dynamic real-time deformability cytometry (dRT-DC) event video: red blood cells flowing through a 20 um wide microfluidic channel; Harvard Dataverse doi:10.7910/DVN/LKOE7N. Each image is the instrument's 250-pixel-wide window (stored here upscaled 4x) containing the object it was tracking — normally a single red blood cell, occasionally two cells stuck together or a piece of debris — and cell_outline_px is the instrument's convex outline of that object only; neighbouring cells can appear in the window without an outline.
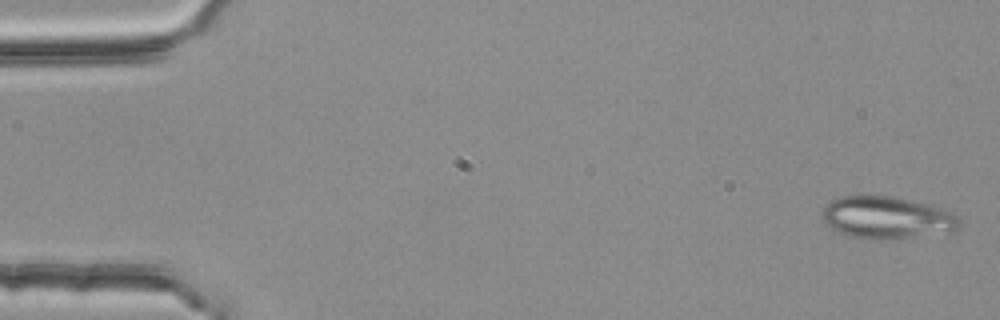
{"species": "common noctule bat (a hibernating species)", "species_latin": "Nyctalus noctula", "temperature_condition": "room temperature", "stored_images_in_passage": 4, "camera_frame_rate_fps": 3000, "um_per_image_px": 0.085, "animal": {"sex": "female", "body_mass_g": 25.1}, "frame": {"image": 1, "passage_image": 1, "time_ms": 0.0, "image_size_px": [1000, 320], "cell_outline_px": [[960, 224], [956, 228], [908, 236], [872, 240], [852, 236], [840, 232], [832, 228], [824, 220], [824, 208], [832, 200], [840, 196], [892, 196], [912, 200], [944, 208], [952, 212], [960, 220]], "centroid_in_image_um": [75.34, 18.45], "position_along_channel_um": 9.7, "area_um2": 32.54}}